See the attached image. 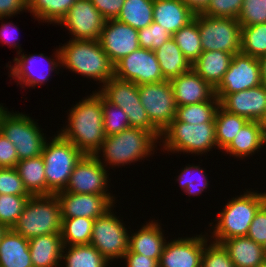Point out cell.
<instances>
[{"mask_svg": "<svg viewBox=\"0 0 266 267\" xmlns=\"http://www.w3.org/2000/svg\"><path fill=\"white\" fill-rule=\"evenodd\" d=\"M243 192L224 205L216 215L215 225L214 222L209 224L211 241L221 243L226 239L247 236L256 212L266 202V192L248 189Z\"/></svg>", "mask_w": 266, "mask_h": 267, "instance_id": "3957f363", "label": "cell"}, {"mask_svg": "<svg viewBox=\"0 0 266 267\" xmlns=\"http://www.w3.org/2000/svg\"><path fill=\"white\" fill-rule=\"evenodd\" d=\"M161 227L160 222L153 219L146 221L138 231H130L128 250L152 259H160L167 241Z\"/></svg>", "mask_w": 266, "mask_h": 267, "instance_id": "603a6c76", "label": "cell"}, {"mask_svg": "<svg viewBox=\"0 0 266 267\" xmlns=\"http://www.w3.org/2000/svg\"><path fill=\"white\" fill-rule=\"evenodd\" d=\"M54 53V58L52 59L50 56H45L43 53L29 54L28 56V54H21V52H19L17 54L18 56L13 59L15 64L6 65V67L10 68L9 76H12V79L16 80L15 82H17V86L22 85L21 88H26V86L27 88H33L39 85L41 86V84L44 85L49 80V76L52 75L50 73L56 72V74H58L61 68V54L59 47L58 49L56 48V52ZM41 61L42 63L45 62L47 64L46 67L49 68H42L44 65L40 67L39 65Z\"/></svg>", "mask_w": 266, "mask_h": 267, "instance_id": "5bb4252c", "label": "cell"}, {"mask_svg": "<svg viewBox=\"0 0 266 267\" xmlns=\"http://www.w3.org/2000/svg\"><path fill=\"white\" fill-rule=\"evenodd\" d=\"M208 232L192 237H178L166 241L159 267H201L204 246L209 241Z\"/></svg>", "mask_w": 266, "mask_h": 267, "instance_id": "ac0fdd59", "label": "cell"}, {"mask_svg": "<svg viewBox=\"0 0 266 267\" xmlns=\"http://www.w3.org/2000/svg\"><path fill=\"white\" fill-rule=\"evenodd\" d=\"M98 41L113 65L140 48L138 30L117 19L105 21Z\"/></svg>", "mask_w": 266, "mask_h": 267, "instance_id": "d6986e66", "label": "cell"}, {"mask_svg": "<svg viewBox=\"0 0 266 267\" xmlns=\"http://www.w3.org/2000/svg\"><path fill=\"white\" fill-rule=\"evenodd\" d=\"M172 38L192 65L203 52L198 27V14L186 26L174 33Z\"/></svg>", "mask_w": 266, "mask_h": 267, "instance_id": "8d00e7d4", "label": "cell"}, {"mask_svg": "<svg viewBox=\"0 0 266 267\" xmlns=\"http://www.w3.org/2000/svg\"><path fill=\"white\" fill-rule=\"evenodd\" d=\"M227 112L262 122L266 117V85L231 94H215Z\"/></svg>", "mask_w": 266, "mask_h": 267, "instance_id": "ffe728a7", "label": "cell"}, {"mask_svg": "<svg viewBox=\"0 0 266 267\" xmlns=\"http://www.w3.org/2000/svg\"><path fill=\"white\" fill-rule=\"evenodd\" d=\"M263 251H264V257H265V260H266V243L263 245Z\"/></svg>", "mask_w": 266, "mask_h": 267, "instance_id": "be15d7a7", "label": "cell"}, {"mask_svg": "<svg viewBox=\"0 0 266 267\" xmlns=\"http://www.w3.org/2000/svg\"><path fill=\"white\" fill-rule=\"evenodd\" d=\"M198 27L203 51L241 52V25L234 18L198 14Z\"/></svg>", "mask_w": 266, "mask_h": 267, "instance_id": "30bf717a", "label": "cell"}, {"mask_svg": "<svg viewBox=\"0 0 266 267\" xmlns=\"http://www.w3.org/2000/svg\"><path fill=\"white\" fill-rule=\"evenodd\" d=\"M122 259H125L123 262L125 261L126 267H159L160 260L130 252L129 250L126 251Z\"/></svg>", "mask_w": 266, "mask_h": 267, "instance_id": "db71d44e", "label": "cell"}, {"mask_svg": "<svg viewBox=\"0 0 266 267\" xmlns=\"http://www.w3.org/2000/svg\"><path fill=\"white\" fill-rule=\"evenodd\" d=\"M241 53L257 59L266 55V23L241 27Z\"/></svg>", "mask_w": 266, "mask_h": 267, "instance_id": "f35d334b", "label": "cell"}, {"mask_svg": "<svg viewBox=\"0 0 266 267\" xmlns=\"http://www.w3.org/2000/svg\"><path fill=\"white\" fill-rule=\"evenodd\" d=\"M94 221L86 217L61 218L63 245L90 244Z\"/></svg>", "mask_w": 266, "mask_h": 267, "instance_id": "d590c367", "label": "cell"}, {"mask_svg": "<svg viewBox=\"0 0 266 267\" xmlns=\"http://www.w3.org/2000/svg\"><path fill=\"white\" fill-rule=\"evenodd\" d=\"M209 243V244H208ZM201 267H235L221 243L207 241L202 254Z\"/></svg>", "mask_w": 266, "mask_h": 267, "instance_id": "ee69618b", "label": "cell"}, {"mask_svg": "<svg viewBox=\"0 0 266 267\" xmlns=\"http://www.w3.org/2000/svg\"><path fill=\"white\" fill-rule=\"evenodd\" d=\"M61 263V267H108L112 264L91 244L64 245Z\"/></svg>", "mask_w": 266, "mask_h": 267, "instance_id": "1f68e13d", "label": "cell"}, {"mask_svg": "<svg viewBox=\"0 0 266 267\" xmlns=\"http://www.w3.org/2000/svg\"><path fill=\"white\" fill-rule=\"evenodd\" d=\"M195 15L202 14L209 6L210 0H181Z\"/></svg>", "mask_w": 266, "mask_h": 267, "instance_id": "11a10c76", "label": "cell"}, {"mask_svg": "<svg viewBox=\"0 0 266 267\" xmlns=\"http://www.w3.org/2000/svg\"><path fill=\"white\" fill-rule=\"evenodd\" d=\"M162 143V144H160ZM169 153L201 155L218 148L215 123L191 125L176 118L161 133L159 146Z\"/></svg>", "mask_w": 266, "mask_h": 267, "instance_id": "5b68a950", "label": "cell"}, {"mask_svg": "<svg viewBox=\"0 0 266 267\" xmlns=\"http://www.w3.org/2000/svg\"><path fill=\"white\" fill-rule=\"evenodd\" d=\"M61 67L103 86L114 77V65L98 40L70 39L59 45Z\"/></svg>", "mask_w": 266, "mask_h": 267, "instance_id": "277c9868", "label": "cell"}, {"mask_svg": "<svg viewBox=\"0 0 266 267\" xmlns=\"http://www.w3.org/2000/svg\"><path fill=\"white\" fill-rule=\"evenodd\" d=\"M263 127L262 122L248 121L238 132L233 141L222 151L225 154L241 158L254 155L263 148Z\"/></svg>", "mask_w": 266, "mask_h": 267, "instance_id": "83f0119b", "label": "cell"}, {"mask_svg": "<svg viewBox=\"0 0 266 267\" xmlns=\"http://www.w3.org/2000/svg\"><path fill=\"white\" fill-rule=\"evenodd\" d=\"M76 0H27L28 12L34 19L59 24ZM36 17V18H35Z\"/></svg>", "mask_w": 266, "mask_h": 267, "instance_id": "836d02e7", "label": "cell"}, {"mask_svg": "<svg viewBox=\"0 0 266 267\" xmlns=\"http://www.w3.org/2000/svg\"><path fill=\"white\" fill-rule=\"evenodd\" d=\"M108 172L94 155H84L73 169L64 191L106 195L115 204V196L107 192L110 180Z\"/></svg>", "mask_w": 266, "mask_h": 267, "instance_id": "4fadbf2b", "label": "cell"}, {"mask_svg": "<svg viewBox=\"0 0 266 267\" xmlns=\"http://www.w3.org/2000/svg\"><path fill=\"white\" fill-rule=\"evenodd\" d=\"M12 229L28 240L61 234L60 203L56 195L31 196Z\"/></svg>", "mask_w": 266, "mask_h": 267, "instance_id": "8992f818", "label": "cell"}, {"mask_svg": "<svg viewBox=\"0 0 266 267\" xmlns=\"http://www.w3.org/2000/svg\"><path fill=\"white\" fill-rule=\"evenodd\" d=\"M262 127H263V130H266V117L262 121Z\"/></svg>", "mask_w": 266, "mask_h": 267, "instance_id": "94428289", "label": "cell"}, {"mask_svg": "<svg viewBox=\"0 0 266 267\" xmlns=\"http://www.w3.org/2000/svg\"><path fill=\"white\" fill-rule=\"evenodd\" d=\"M0 267H33L29 240L12 228L0 240Z\"/></svg>", "mask_w": 266, "mask_h": 267, "instance_id": "d4e9b609", "label": "cell"}, {"mask_svg": "<svg viewBox=\"0 0 266 267\" xmlns=\"http://www.w3.org/2000/svg\"><path fill=\"white\" fill-rule=\"evenodd\" d=\"M157 143L158 139L151 132L130 127L118 134L106 136L94 156L106 168L108 165L109 168L123 167L150 157L154 154Z\"/></svg>", "mask_w": 266, "mask_h": 267, "instance_id": "7a4b0ae2", "label": "cell"}, {"mask_svg": "<svg viewBox=\"0 0 266 267\" xmlns=\"http://www.w3.org/2000/svg\"><path fill=\"white\" fill-rule=\"evenodd\" d=\"M42 131L29 114L7 109L1 117L0 132L15 145L19 161L42 154L47 140Z\"/></svg>", "mask_w": 266, "mask_h": 267, "instance_id": "ba28073f", "label": "cell"}, {"mask_svg": "<svg viewBox=\"0 0 266 267\" xmlns=\"http://www.w3.org/2000/svg\"><path fill=\"white\" fill-rule=\"evenodd\" d=\"M154 0H125L117 20L133 27L143 29L153 22Z\"/></svg>", "mask_w": 266, "mask_h": 267, "instance_id": "e575fe53", "label": "cell"}, {"mask_svg": "<svg viewBox=\"0 0 266 267\" xmlns=\"http://www.w3.org/2000/svg\"><path fill=\"white\" fill-rule=\"evenodd\" d=\"M237 21L241 27L266 23V0H243Z\"/></svg>", "mask_w": 266, "mask_h": 267, "instance_id": "f6af8a7d", "label": "cell"}, {"mask_svg": "<svg viewBox=\"0 0 266 267\" xmlns=\"http://www.w3.org/2000/svg\"><path fill=\"white\" fill-rule=\"evenodd\" d=\"M138 93L151 123L162 133L176 118L177 106L170 81L138 85Z\"/></svg>", "mask_w": 266, "mask_h": 267, "instance_id": "7c38bea8", "label": "cell"}, {"mask_svg": "<svg viewBox=\"0 0 266 267\" xmlns=\"http://www.w3.org/2000/svg\"><path fill=\"white\" fill-rule=\"evenodd\" d=\"M221 244L235 267H256L265 260L263 246L247 236L226 239Z\"/></svg>", "mask_w": 266, "mask_h": 267, "instance_id": "f1b7e54d", "label": "cell"}, {"mask_svg": "<svg viewBox=\"0 0 266 267\" xmlns=\"http://www.w3.org/2000/svg\"><path fill=\"white\" fill-rule=\"evenodd\" d=\"M48 139L51 140H46L41 156L45 165L48 195H51L65 190L73 169L84 154L59 133Z\"/></svg>", "mask_w": 266, "mask_h": 267, "instance_id": "52a82bcc", "label": "cell"}, {"mask_svg": "<svg viewBox=\"0 0 266 267\" xmlns=\"http://www.w3.org/2000/svg\"><path fill=\"white\" fill-rule=\"evenodd\" d=\"M233 54L224 51H203L192 64V69L214 89L222 81Z\"/></svg>", "mask_w": 266, "mask_h": 267, "instance_id": "4316f807", "label": "cell"}, {"mask_svg": "<svg viewBox=\"0 0 266 267\" xmlns=\"http://www.w3.org/2000/svg\"><path fill=\"white\" fill-rule=\"evenodd\" d=\"M31 195L0 194V223L8 229L17 223Z\"/></svg>", "mask_w": 266, "mask_h": 267, "instance_id": "60d3db41", "label": "cell"}, {"mask_svg": "<svg viewBox=\"0 0 266 267\" xmlns=\"http://www.w3.org/2000/svg\"><path fill=\"white\" fill-rule=\"evenodd\" d=\"M263 148L266 146V130H263Z\"/></svg>", "mask_w": 266, "mask_h": 267, "instance_id": "91938a15", "label": "cell"}, {"mask_svg": "<svg viewBox=\"0 0 266 267\" xmlns=\"http://www.w3.org/2000/svg\"><path fill=\"white\" fill-rule=\"evenodd\" d=\"M18 162L15 145L0 132V168L16 167Z\"/></svg>", "mask_w": 266, "mask_h": 267, "instance_id": "681fc988", "label": "cell"}, {"mask_svg": "<svg viewBox=\"0 0 266 267\" xmlns=\"http://www.w3.org/2000/svg\"><path fill=\"white\" fill-rule=\"evenodd\" d=\"M261 84L258 59L240 52L233 55L228 70L215 88V94H231Z\"/></svg>", "mask_w": 266, "mask_h": 267, "instance_id": "e0dca14e", "label": "cell"}, {"mask_svg": "<svg viewBox=\"0 0 266 267\" xmlns=\"http://www.w3.org/2000/svg\"><path fill=\"white\" fill-rule=\"evenodd\" d=\"M27 0H0V20L10 19L11 17L26 12Z\"/></svg>", "mask_w": 266, "mask_h": 267, "instance_id": "816d5d0a", "label": "cell"}, {"mask_svg": "<svg viewBox=\"0 0 266 267\" xmlns=\"http://www.w3.org/2000/svg\"><path fill=\"white\" fill-rule=\"evenodd\" d=\"M247 237L262 246L266 243V202L256 212Z\"/></svg>", "mask_w": 266, "mask_h": 267, "instance_id": "c3c4849f", "label": "cell"}, {"mask_svg": "<svg viewBox=\"0 0 266 267\" xmlns=\"http://www.w3.org/2000/svg\"><path fill=\"white\" fill-rule=\"evenodd\" d=\"M113 210L95 219L90 242L109 262L122 260L129 242V230Z\"/></svg>", "mask_w": 266, "mask_h": 267, "instance_id": "8fae6325", "label": "cell"}, {"mask_svg": "<svg viewBox=\"0 0 266 267\" xmlns=\"http://www.w3.org/2000/svg\"><path fill=\"white\" fill-rule=\"evenodd\" d=\"M172 38V35L156 22H152L149 26L138 30V40L140 48L155 51L164 42Z\"/></svg>", "mask_w": 266, "mask_h": 267, "instance_id": "7bdbcfd3", "label": "cell"}, {"mask_svg": "<svg viewBox=\"0 0 266 267\" xmlns=\"http://www.w3.org/2000/svg\"><path fill=\"white\" fill-rule=\"evenodd\" d=\"M79 100L67 114V125L59 133L84 155H94L105 139L102 95L98 91Z\"/></svg>", "mask_w": 266, "mask_h": 267, "instance_id": "6da1fadb", "label": "cell"}, {"mask_svg": "<svg viewBox=\"0 0 266 267\" xmlns=\"http://www.w3.org/2000/svg\"><path fill=\"white\" fill-rule=\"evenodd\" d=\"M103 129L105 136H112L130 128L127 114L102 96Z\"/></svg>", "mask_w": 266, "mask_h": 267, "instance_id": "b9f144b4", "label": "cell"}, {"mask_svg": "<svg viewBox=\"0 0 266 267\" xmlns=\"http://www.w3.org/2000/svg\"><path fill=\"white\" fill-rule=\"evenodd\" d=\"M105 21L91 0H76L58 25L69 30L70 39L99 40Z\"/></svg>", "mask_w": 266, "mask_h": 267, "instance_id": "2e32d148", "label": "cell"}, {"mask_svg": "<svg viewBox=\"0 0 266 267\" xmlns=\"http://www.w3.org/2000/svg\"><path fill=\"white\" fill-rule=\"evenodd\" d=\"M92 4L98 9L106 19H116L119 15L125 0H91Z\"/></svg>", "mask_w": 266, "mask_h": 267, "instance_id": "f907efd6", "label": "cell"}, {"mask_svg": "<svg viewBox=\"0 0 266 267\" xmlns=\"http://www.w3.org/2000/svg\"><path fill=\"white\" fill-rule=\"evenodd\" d=\"M63 247L60 234L31 238L29 251L33 267H60Z\"/></svg>", "mask_w": 266, "mask_h": 267, "instance_id": "484cf974", "label": "cell"}, {"mask_svg": "<svg viewBox=\"0 0 266 267\" xmlns=\"http://www.w3.org/2000/svg\"><path fill=\"white\" fill-rule=\"evenodd\" d=\"M169 81L177 107L211 101L216 96L215 89L192 68Z\"/></svg>", "mask_w": 266, "mask_h": 267, "instance_id": "7402d4cb", "label": "cell"}, {"mask_svg": "<svg viewBox=\"0 0 266 267\" xmlns=\"http://www.w3.org/2000/svg\"><path fill=\"white\" fill-rule=\"evenodd\" d=\"M242 6L243 0H210L209 6L202 14L209 17L237 19Z\"/></svg>", "mask_w": 266, "mask_h": 267, "instance_id": "bcb514c9", "label": "cell"}, {"mask_svg": "<svg viewBox=\"0 0 266 267\" xmlns=\"http://www.w3.org/2000/svg\"><path fill=\"white\" fill-rule=\"evenodd\" d=\"M8 108L3 107V104H0V121H1V117L2 115L6 112Z\"/></svg>", "mask_w": 266, "mask_h": 267, "instance_id": "680465c9", "label": "cell"}, {"mask_svg": "<svg viewBox=\"0 0 266 267\" xmlns=\"http://www.w3.org/2000/svg\"><path fill=\"white\" fill-rule=\"evenodd\" d=\"M256 267H266V260H264L262 263H260Z\"/></svg>", "mask_w": 266, "mask_h": 267, "instance_id": "6125c7cd", "label": "cell"}, {"mask_svg": "<svg viewBox=\"0 0 266 267\" xmlns=\"http://www.w3.org/2000/svg\"><path fill=\"white\" fill-rule=\"evenodd\" d=\"M15 168L31 196L48 195L45 165L41 155L21 160Z\"/></svg>", "mask_w": 266, "mask_h": 267, "instance_id": "4dcf8cb0", "label": "cell"}, {"mask_svg": "<svg viewBox=\"0 0 266 267\" xmlns=\"http://www.w3.org/2000/svg\"><path fill=\"white\" fill-rule=\"evenodd\" d=\"M114 77L137 85L166 80L161 72L155 51L139 48L114 65Z\"/></svg>", "mask_w": 266, "mask_h": 267, "instance_id": "9a60e30c", "label": "cell"}, {"mask_svg": "<svg viewBox=\"0 0 266 267\" xmlns=\"http://www.w3.org/2000/svg\"><path fill=\"white\" fill-rule=\"evenodd\" d=\"M219 106L220 101L216 96L211 101L179 106L176 119L191 125L215 123L214 118Z\"/></svg>", "mask_w": 266, "mask_h": 267, "instance_id": "74e56055", "label": "cell"}, {"mask_svg": "<svg viewBox=\"0 0 266 267\" xmlns=\"http://www.w3.org/2000/svg\"><path fill=\"white\" fill-rule=\"evenodd\" d=\"M215 133L218 150H224L249 121L247 118L227 112L221 106L215 114Z\"/></svg>", "mask_w": 266, "mask_h": 267, "instance_id": "d6a6232c", "label": "cell"}, {"mask_svg": "<svg viewBox=\"0 0 266 267\" xmlns=\"http://www.w3.org/2000/svg\"><path fill=\"white\" fill-rule=\"evenodd\" d=\"M97 90L108 102L116 105L127 114L130 127L151 132L160 140L161 132L151 123L147 112L140 102L138 85L131 81L112 77Z\"/></svg>", "mask_w": 266, "mask_h": 267, "instance_id": "9c48e42d", "label": "cell"}, {"mask_svg": "<svg viewBox=\"0 0 266 267\" xmlns=\"http://www.w3.org/2000/svg\"><path fill=\"white\" fill-rule=\"evenodd\" d=\"M155 54L162 75L166 80H170L182 73L188 72L192 68L191 63L185 58L173 38H170L160 47L155 49Z\"/></svg>", "mask_w": 266, "mask_h": 267, "instance_id": "f546056e", "label": "cell"}, {"mask_svg": "<svg viewBox=\"0 0 266 267\" xmlns=\"http://www.w3.org/2000/svg\"><path fill=\"white\" fill-rule=\"evenodd\" d=\"M259 66H260V78L262 84L266 85V55L259 57Z\"/></svg>", "mask_w": 266, "mask_h": 267, "instance_id": "9f6ffc18", "label": "cell"}, {"mask_svg": "<svg viewBox=\"0 0 266 267\" xmlns=\"http://www.w3.org/2000/svg\"><path fill=\"white\" fill-rule=\"evenodd\" d=\"M0 194L30 195L15 167L0 168Z\"/></svg>", "mask_w": 266, "mask_h": 267, "instance_id": "7dc6e473", "label": "cell"}, {"mask_svg": "<svg viewBox=\"0 0 266 267\" xmlns=\"http://www.w3.org/2000/svg\"><path fill=\"white\" fill-rule=\"evenodd\" d=\"M7 229L8 228L4 224L0 223V240H1L2 236H3V234L7 231Z\"/></svg>", "mask_w": 266, "mask_h": 267, "instance_id": "6f0895ef", "label": "cell"}, {"mask_svg": "<svg viewBox=\"0 0 266 267\" xmlns=\"http://www.w3.org/2000/svg\"><path fill=\"white\" fill-rule=\"evenodd\" d=\"M55 195L60 203L61 218L96 219L116 206L106 195L77 194L66 191H60Z\"/></svg>", "mask_w": 266, "mask_h": 267, "instance_id": "44dd1931", "label": "cell"}, {"mask_svg": "<svg viewBox=\"0 0 266 267\" xmlns=\"http://www.w3.org/2000/svg\"><path fill=\"white\" fill-rule=\"evenodd\" d=\"M195 14L181 0H154L153 21L173 35L194 19Z\"/></svg>", "mask_w": 266, "mask_h": 267, "instance_id": "cb8c5ba5", "label": "cell"}, {"mask_svg": "<svg viewBox=\"0 0 266 267\" xmlns=\"http://www.w3.org/2000/svg\"><path fill=\"white\" fill-rule=\"evenodd\" d=\"M183 168L180 170L181 173L177 176L176 180L179 182V187L182 191L189 197L190 195L198 196L209 188L210 184L206 175V170L204 171V168L200 167V164L198 166L188 164Z\"/></svg>", "mask_w": 266, "mask_h": 267, "instance_id": "ab89813d", "label": "cell"}, {"mask_svg": "<svg viewBox=\"0 0 266 267\" xmlns=\"http://www.w3.org/2000/svg\"><path fill=\"white\" fill-rule=\"evenodd\" d=\"M1 26H0V42L6 44V45H10V48L11 47H14L15 49H19L17 51V54L19 52H22L23 50H21V47L19 45V42L17 43L16 41L18 40L17 38V34L19 33V28L16 27V25H14L11 22H8L7 21L4 23V22H1Z\"/></svg>", "mask_w": 266, "mask_h": 267, "instance_id": "f5cc1de1", "label": "cell"}]
</instances>
